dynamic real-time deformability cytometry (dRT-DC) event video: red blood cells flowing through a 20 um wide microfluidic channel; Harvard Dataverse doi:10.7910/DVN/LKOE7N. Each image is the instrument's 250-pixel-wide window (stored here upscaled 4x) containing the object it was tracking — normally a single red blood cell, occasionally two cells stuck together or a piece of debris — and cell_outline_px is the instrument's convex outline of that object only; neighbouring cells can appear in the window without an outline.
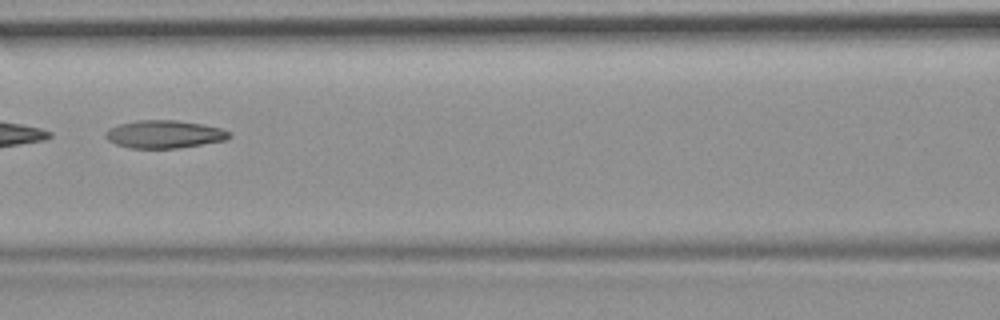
{"species": "common noctule bat (a hibernating species)", "species_latin": "Nyctalus noctula", "temperature_condition": "room temperature", "stored_images_in_passage": 8, "camera_frame_rate_fps": 3000, "um_per_image_px": 0.085, "animal": {"sex": "female", "body_mass_g": 19.9}, "frame": {"image": 1, "passage_image": 7, "time_ms": 2.0, "image_size_px": [1000, 320], "cell_outline_px": [[232, 136], [224, 140], [176, 148], [128, 148], [116, 144], [108, 140], [104, 136], [104, 132], [108, 128], [120, 124], [136, 120], [176, 120], [204, 124], [220, 128], [232, 132]], "centroid_in_image_um": [13.94, 11.4], "position_along_channel_um": 152.7, "area_um2": 20.11}}